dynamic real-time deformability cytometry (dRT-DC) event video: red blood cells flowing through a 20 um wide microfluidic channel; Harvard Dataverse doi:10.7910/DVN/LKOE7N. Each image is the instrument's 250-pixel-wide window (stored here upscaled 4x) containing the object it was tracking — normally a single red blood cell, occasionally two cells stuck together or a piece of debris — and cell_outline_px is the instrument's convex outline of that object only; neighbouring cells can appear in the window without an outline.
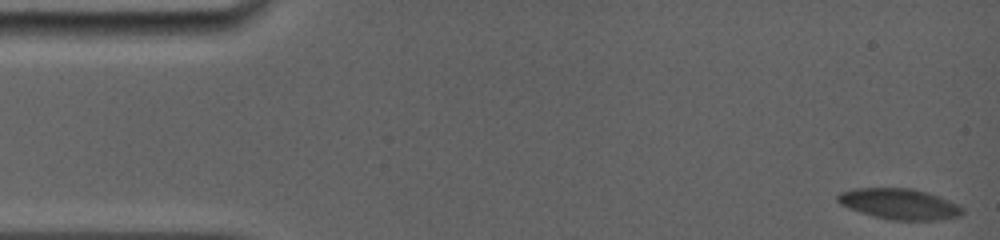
{"species": "common noctule bat (a hibernating species)", "species_latin": "Nyctalus noctula", "temperature_condition": "room temperature", "stored_images_in_passage": 22, "camera_frame_rate_fps": 5000, "um_per_image_px": 0.085, "animal": {"sex": "female", "body_mass_g": 19.0, "forearm_length_mm": 56.7}, "frame": {"image": 1, "passage_image": 1, "time_ms": 0.0, "image_size_px": [1000, 240], "cell_outline_px": [[964, 212], [960, 216], [936, 220], [888, 220], [872, 216], [848, 208], [840, 204], [836, 200], [836, 196], [840, 192], [852, 188], [912, 188], [928, 192], [940, 196], [960, 204], [964, 208]], "centroid_in_image_um": [76.46, 17.33], "position_along_channel_um": 8.5, "area_um2": 22.77}}
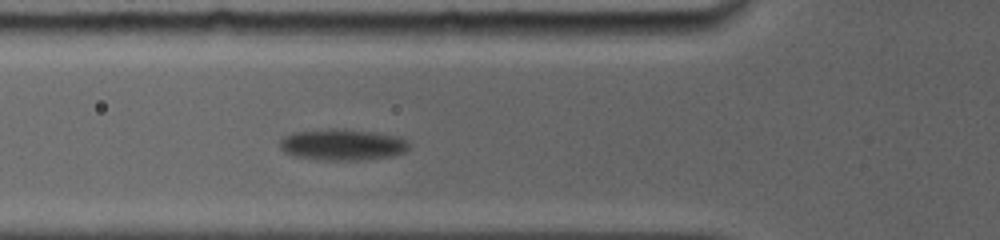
{"frame": {"image": 2, "passage_image": 16, "time_ms": 6.0, "image_size_px": [1000, 240], "cell_outline_px": [[408, 148], [404, 152], [392, 156], [360, 160], [320, 160], [292, 156], [284, 152], [280, 148], [280, 140], [284, 136], [292, 132], [332, 128], [344, 128], [372, 132], [396, 136], [404, 140], [408, 144]], "centroid_in_image_um": [29.03, 12.29], "position_along_channel_um": 96.8, "area_um2": 23.64}}
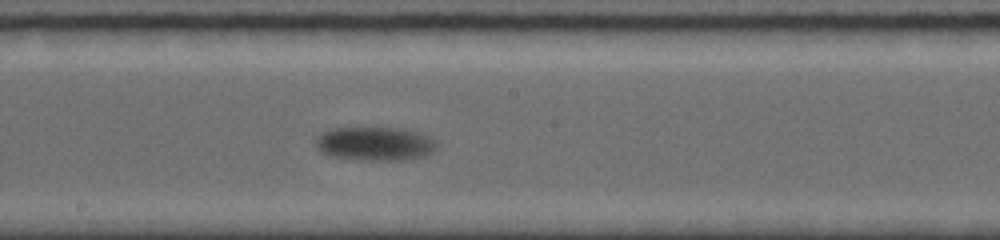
{"frame": {"image": 3, "passage_image": 22, "time_ms": 9.4, "image_size_px": [1000, 240], "cell_outline_px": [[440, 144], [432, 152], [424, 156], [400, 160], [360, 160], [332, 156], [320, 152], [316, 144], [316, 140], [320, 132], [328, 128], [364, 124], [400, 128], [420, 132], [436, 140]], "centroid_in_image_um": [31.84, 12.15], "position_along_channel_um": 216.4, "area_um2": 25.09}}